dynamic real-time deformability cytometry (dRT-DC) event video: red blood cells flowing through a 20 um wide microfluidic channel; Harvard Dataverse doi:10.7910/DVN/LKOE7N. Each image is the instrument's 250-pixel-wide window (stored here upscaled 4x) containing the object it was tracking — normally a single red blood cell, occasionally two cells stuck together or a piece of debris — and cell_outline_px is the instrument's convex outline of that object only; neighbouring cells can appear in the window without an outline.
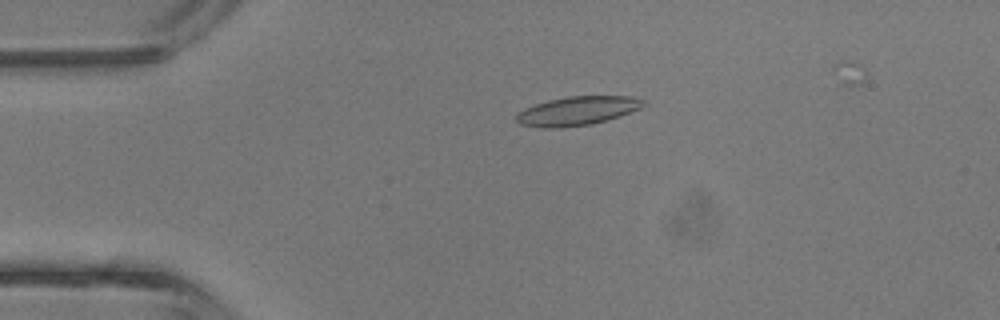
{"species": "common noctule bat (a hibernating species)", "species_latin": "Nyctalus noctula", "temperature_condition": "room temperature", "stored_images_in_passage": 40, "camera_frame_rate_fps": 3000, "um_per_image_px": 0.085, "animal": {"sex": "male", "body_mass_g": 13.3}, "frame": {"image": 1, "passage_image": 10, "time_ms": 3.0, "image_size_px": [1000, 320], "cell_outline_px": [[648, 104], [640, 108], [620, 116], [592, 124], [560, 128], [540, 128], [520, 124], [516, 120], [516, 116], [524, 108], [548, 100], [568, 96], [632, 96], [648, 100]], "centroid_in_image_um": [49.12, 9.42], "position_along_channel_um": 35.9, "area_um2": 21.56}}
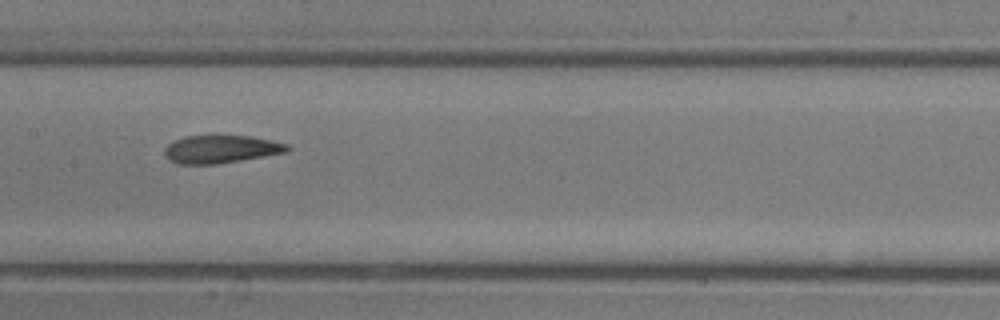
{"frame": {"image": 2, "passage_image": 22, "time_ms": 7.0, "image_size_px": [1000, 320], "cell_outline_px": [[292, 148], [288, 152], [216, 164], [176, 164], [168, 160], [164, 156], [164, 148], [172, 140], [184, 136], [216, 132], [252, 136], [272, 140], [288, 144]], "centroid_in_image_um": [18.74, 12.62], "position_along_channel_um": 188.7, "area_um2": 21.15}}
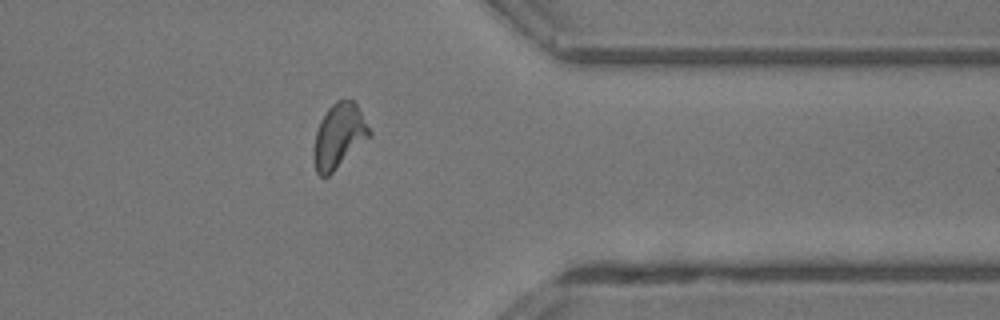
{"frame": {"image": 3, "passage_image": 35, "time_ms": 11.333, "image_size_px": [1000, 320], "cell_outline_px": [[372, 136], [328, 176], [320, 176], [316, 172], [312, 156], [312, 152], [316, 132], [320, 120], [328, 108], [336, 100], [352, 100], [356, 104], [372, 132]], "centroid_in_image_um": [28.8, 11.57], "position_along_channel_um": 382.6, "area_um2": 21.04}, "authors_computed_cell_mechanics": {"area_um2": 21.0392, "velocity_mm_per_s": 4.7581, "shape_relaxation_time_tau1_ms": null, "shape_relaxation_time_tau2_ms": 1.9391, "deformation_change_tau1": null, "deformation_change_tau2": 0.0977}}